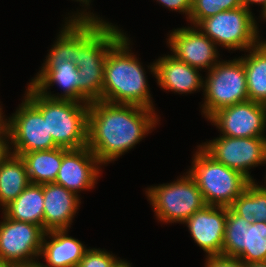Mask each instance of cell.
I'll return each instance as SVG.
<instances>
[{
  "label": "cell",
  "instance_id": "obj_1",
  "mask_svg": "<svg viewBox=\"0 0 266 267\" xmlns=\"http://www.w3.org/2000/svg\"><path fill=\"white\" fill-rule=\"evenodd\" d=\"M159 121L155 110L143 106L92 101L87 147L106 166L139 144Z\"/></svg>",
  "mask_w": 266,
  "mask_h": 267
},
{
  "label": "cell",
  "instance_id": "obj_2",
  "mask_svg": "<svg viewBox=\"0 0 266 267\" xmlns=\"http://www.w3.org/2000/svg\"><path fill=\"white\" fill-rule=\"evenodd\" d=\"M123 31L109 22L78 21V102L102 101L106 56L126 34Z\"/></svg>",
  "mask_w": 266,
  "mask_h": 267
},
{
  "label": "cell",
  "instance_id": "obj_3",
  "mask_svg": "<svg viewBox=\"0 0 266 267\" xmlns=\"http://www.w3.org/2000/svg\"><path fill=\"white\" fill-rule=\"evenodd\" d=\"M129 39L125 34L106 56L102 101L133 104L156 110L145 68L136 54L131 52Z\"/></svg>",
  "mask_w": 266,
  "mask_h": 267
},
{
  "label": "cell",
  "instance_id": "obj_4",
  "mask_svg": "<svg viewBox=\"0 0 266 267\" xmlns=\"http://www.w3.org/2000/svg\"><path fill=\"white\" fill-rule=\"evenodd\" d=\"M24 96L47 120L48 132L59 147L78 149L87 146L88 103L50 99L29 84Z\"/></svg>",
  "mask_w": 266,
  "mask_h": 267
},
{
  "label": "cell",
  "instance_id": "obj_5",
  "mask_svg": "<svg viewBox=\"0 0 266 267\" xmlns=\"http://www.w3.org/2000/svg\"><path fill=\"white\" fill-rule=\"evenodd\" d=\"M197 147L187 172L195 180L207 205L230 207L251 181L214 160L199 145Z\"/></svg>",
  "mask_w": 266,
  "mask_h": 267
},
{
  "label": "cell",
  "instance_id": "obj_6",
  "mask_svg": "<svg viewBox=\"0 0 266 267\" xmlns=\"http://www.w3.org/2000/svg\"><path fill=\"white\" fill-rule=\"evenodd\" d=\"M180 177L171 183L145 188L156 219L163 224H182L207 205L192 176L186 172Z\"/></svg>",
  "mask_w": 266,
  "mask_h": 267
},
{
  "label": "cell",
  "instance_id": "obj_7",
  "mask_svg": "<svg viewBox=\"0 0 266 267\" xmlns=\"http://www.w3.org/2000/svg\"><path fill=\"white\" fill-rule=\"evenodd\" d=\"M204 79L201 113L207 120L222 108L249 100L241 57L222 59L207 72Z\"/></svg>",
  "mask_w": 266,
  "mask_h": 267
},
{
  "label": "cell",
  "instance_id": "obj_8",
  "mask_svg": "<svg viewBox=\"0 0 266 267\" xmlns=\"http://www.w3.org/2000/svg\"><path fill=\"white\" fill-rule=\"evenodd\" d=\"M255 15L244 6L218 12L203 19L196 27L216 45L236 51H247L256 46L260 39Z\"/></svg>",
  "mask_w": 266,
  "mask_h": 267
},
{
  "label": "cell",
  "instance_id": "obj_9",
  "mask_svg": "<svg viewBox=\"0 0 266 267\" xmlns=\"http://www.w3.org/2000/svg\"><path fill=\"white\" fill-rule=\"evenodd\" d=\"M21 101L16 112L6 118L11 153L21 156L59 147L48 132L42 113L25 96Z\"/></svg>",
  "mask_w": 266,
  "mask_h": 267
},
{
  "label": "cell",
  "instance_id": "obj_10",
  "mask_svg": "<svg viewBox=\"0 0 266 267\" xmlns=\"http://www.w3.org/2000/svg\"><path fill=\"white\" fill-rule=\"evenodd\" d=\"M214 160L240 172L255 182L251 168L262 166L266 158V137H219L199 145Z\"/></svg>",
  "mask_w": 266,
  "mask_h": 267
},
{
  "label": "cell",
  "instance_id": "obj_11",
  "mask_svg": "<svg viewBox=\"0 0 266 267\" xmlns=\"http://www.w3.org/2000/svg\"><path fill=\"white\" fill-rule=\"evenodd\" d=\"M222 255L237 257L247 264L266 261V221L248 223L227 207Z\"/></svg>",
  "mask_w": 266,
  "mask_h": 267
},
{
  "label": "cell",
  "instance_id": "obj_12",
  "mask_svg": "<svg viewBox=\"0 0 266 267\" xmlns=\"http://www.w3.org/2000/svg\"><path fill=\"white\" fill-rule=\"evenodd\" d=\"M2 219L3 221H0V259L14 266L36 264L45 230L33 223L12 220L4 213Z\"/></svg>",
  "mask_w": 266,
  "mask_h": 267
},
{
  "label": "cell",
  "instance_id": "obj_13",
  "mask_svg": "<svg viewBox=\"0 0 266 267\" xmlns=\"http://www.w3.org/2000/svg\"><path fill=\"white\" fill-rule=\"evenodd\" d=\"M223 136L266 137V105L251 100L215 112L209 119Z\"/></svg>",
  "mask_w": 266,
  "mask_h": 267
},
{
  "label": "cell",
  "instance_id": "obj_14",
  "mask_svg": "<svg viewBox=\"0 0 266 267\" xmlns=\"http://www.w3.org/2000/svg\"><path fill=\"white\" fill-rule=\"evenodd\" d=\"M167 35L171 54L191 67L208 72L221 60L217 45L195 26L173 29Z\"/></svg>",
  "mask_w": 266,
  "mask_h": 267
},
{
  "label": "cell",
  "instance_id": "obj_15",
  "mask_svg": "<svg viewBox=\"0 0 266 267\" xmlns=\"http://www.w3.org/2000/svg\"><path fill=\"white\" fill-rule=\"evenodd\" d=\"M102 164L86 146L78 149L63 148V159L55 183L78 195L95 188Z\"/></svg>",
  "mask_w": 266,
  "mask_h": 267
},
{
  "label": "cell",
  "instance_id": "obj_16",
  "mask_svg": "<svg viewBox=\"0 0 266 267\" xmlns=\"http://www.w3.org/2000/svg\"><path fill=\"white\" fill-rule=\"evenodd\" d=\"M226 217L227 207L206 205L183 223L205 256L222 255Z\"/></svg>",
  "mask_w": 266,
  "mask_h": 267
},
{
  "label": "cell",
  "instance_id": "obj_17",
  "mask_svg": "<svg viewBox=\"0 0 266 267\" xmlns=\"http://www.w3.org/2000/svg\"><path fill=\"white\" fill-rule=\"evenodd\" d=\"M148 66L157 84L163 90L178 94H191L203 90L204 76L200 70L177 60L173 55H163Z\"/></svg>",
  "mask_w": 266,
  "mask_h": 267
},
{
  "label": "cell",
  "instance_id": "obj_18",
  "mask_svg": "<svg viewBox=\"0 0 266 267\" xmlns=\"http://www.w3.org/2000/svg\"><path fill=\"white\" fill-rule=\"evenodd\" d=\"M43 197V229L45 231L69 229L78 213L80 196L53 182L43 184Z\"/></svg>",
  "mask_w": 266,
  "mask_h": 267
},
{
  "label": "cell",
  "instance_id": "obj_19",
  "mask_svg": "<svg viewBox=\"0 0 266 267\" xmlns=\"http://www.w3.org/2000/svg\"><path fill=\"white\" fill-rule=\"evenodd\" d=\"M78 80H80V75L76 64L71 62H44L41 69L29 82V85L50 99L78 102ZM55 84L63 89L61 94H51L50 86Z\"/></svg>",
  "mask_w": 266,
  "mask_h": 267
},
{
  "label": "cell",
  "instance_id": "obj_20",
  "mask_svg": "<svg viewBox=\"0 0 266 267\" xmlns=\"http://www.w3.org/2000/svg\"><path fill=\"white\" fill-rule=\"evenodd\" d=\"M68 231L69 229L45 231L39 257H43L46 264L38 261L40 267L78 266L88 248L78 239L69 236Z\"/></svg>",
  "mask_w": 266,
  "mask_h": 267
},
{
  "label": "cell",
  "instance_id": "obj_21",
  "mask_svg": "<svg viewBox=\"0 0 266 267\" xmlns=\"http://www.w3.org/2000/svg\"><path fill=\"white\" fill-rule=\"evenodd\" d=\"M2 213L12 220L33 223L43 228V184L30 183Z\"/></svg>",
  "mask_w": 266,
  "mask_h": 267
},
{
  "label": "cell",
  "instance_id": "obj_22",
  "mask_svg": "<svg viewBox=\"0 0 266 267\" xmlns=\"http://www.w3.org/2000/svg\"><path fill=\"white\" fill-rule=\"evenodd\" d=\"M241 56L247 81L249 100L266 105V40Z\"/></svg>",
  "mask_w": 266,
  "mask_h": 267
},
{
  "label": "cell",
  "instance_id": "obj_23",
  "mask_svg": "<svg viewBox=\"0 0 266 267\" xmlns=\"http://www.w3.org/2000/svg\"><path fill=\"white\" fill-rule=\"evenodd\" d=\"M30 184L23 159L10 153L0 164V207L2 210Z\"/></svg>",
  "mask_w": 266,
  "mask_h": 267
},
{
  "label": "cell",
  "instance_id": "obj_24",
  "mask_svg": "<svg viewBox=\"0 0 266 267\" xmlns=\"http://www.w3.org/2000/svg\"><path fill=\"white\" fill-rule=\"evenodd\" d=\"M26 166L30 183H53L63 159V147L51 150L32 151L20 156Z\"/></svg>",
  "mask_w": 266,
  "mask_h": 267
},
{
  "label": "cell",
  "instance_id": "obj_25",
  "mask_svg": "<svg viewBox=\"0 0 266 267\" xmlns=\"http://www.w3.org/2000/svg\"><path fill=\"white\" fill-rule=\"evenodd\" d=\"M230 208L248 223L266 221V189L251 182Z\"/></svg>",
  "mask_w": 266,
  "mask_h": 267
},
{
  "label": "cell",
  "instance_id": "obj_26",
  "mask_svg": "<svg viewBox=\"0 0 266 267\" xmlns=\"http://www.w3.org/2000/svg\"><path fill=\"white\" fill-rule=\"evenodd\" d=\"M78 54V21H65L44 62L76 64Z\"/></svg>",
  "mask_w": 266,
  "mask_h": 267
},
{
  "label": "cell",
  "instance_id": "obj_27",
  "mask_svg": "<svg viewBox=\"0 0 266 267\" xmlns=\"http://www.w3.org/2000/svg\"><path fill=\"white\" fill-rule=\"evenodd\" d=\"M243 6L242 0H192L190 17L191 26H197L203 19L218 12L233 10Z\"/></svg>",
  "mask_w": 266,
  "mask_h": 267
},
{
  "label": "cell",
  "instance_id": "obj_28",
  "mask_svg": "<svg viewBox=\"0 0 266 267\" xmlns=\"http://www.w3.org/2000/svg\"><path fill=\"white\" fill-rule=\"evenodd\" d=\"M119 259L105 249L89 248L77 267H113Z\"/></svg>",
  "mask_w": 266,
  "mask_h": 267
},
{
  "label": "cell",
  "instance_id": "obj_29",
  "mask_svg": "<svg viewBox=\"0 0 266 267\" xmlns=\"http://www.w3.org/2000/svg\"><path fill=\"white\" fill-rule=\"evenodd\" d=\"M205 261V267H248L241 259L225 255H209Z\"/></svg>",
  "mask_w": 266,
  "mask_h": 267
},
{
  "label": "cell",
  "instance_id": "obj_30",
  "mask_svg": "<svg viewBox=\"0 0 266 267\" xmlns=\"http://www.w3.org/2000/svg\"><path fill=\"white\" fill-rule=\"evenodd\" d=\"M76 2H80L82 4L81 10H77V12L72 13L69 17H65L64 21H99V22H108L105 19H102V17H98L99 15L93 14L90 10H88L90 7V3L92 0H73ZM86 8V9H85ZM88 10V12H87Z\"/></svg>",
  "mask_w": 266,
  "mask_h": 267
},
{
  "label": "cell",
  "instance_id": "obj_31",
  "mask_svg": "<svg viewBox=\"0 0 266 267\" xmlns=\"http://www.w3.org/2000/svg\"><path fill=\"white\" fill-rule=\"evenodd\" d=\"M156 1V0H155ZM159 4L166 7L170 11L181 12L186 15V19H189L192 8V0H157Z\"/></svg>",
  "mask_w": 266,
  "mask_h": 267
},
{
  "label": "cell",
  "instance_id": "obj_32",
  "mask_svg": "<svg viewBox=\"0 0 266 267\" xmlns=\"http://www.w3.org/2000/svg\"><path fill=\"white\" fill-rule=\"evenodd\" d=\"M11 153L9 133L7 128L0 134V164L9 156Z\"/></svg>",
  "mask_w": 266,
  "mask_h": 267
},
{
  "label": "cell",
  "instance_id": "obj_33",
  "mask_svg": "<svg viewBox=\"0 0 266 267\" xmlns=\"http://www.w3.org/2000/svg\"><path fill=\"white\" fill-rule=\"evenodd\" d=\"M242 4L249 11H251L250 9L251 5L258 4L259 6H261L260 11H262L266 6V0H242Z\"/></svg>",
  "mask_w": 266,
  "mask_h": 267
},
{
  "label": "cell",
  "instance_id": "obj_34",
  "mask_svg": "<svg viewBox=\"0 0 266 267\" xmlns=\"http://www.w3.org/2000/svg\"><path fill=\"white\" fill-rule=\"evenodd\" d=\"M2 109L3 108L0 105V134L6 129V117H4L5 115H3L4 112L2 111Z\"/></svg>",
  "mask_w": 266,
  "mask_h": 267
},
{
  "label": "cell",
  "instance_id": "obj_35",
  "mask_svg": "<svg viewBox=\"0 0 266 267\" xmlns=\"http://www.w3.org/2000/svg\"><path fill=\"white\" fill-rule=\"evenodd\" d=\"M132 265L126 261V260H123V259H119L114 265L113 267H131Z\"/></svg>",
  "mask_w": 266,
  "mask_h": 267
},
{
  "label": "cell",
  "instance_id": "obj_36",
  "mask_svg": "<svg viewBox=\"0 0 266 267\" xmlns=\"http://www.w3.org/2000/svg\"><path fill=\"white\" fill-rule=\"evenodd\" d=\"M248 267H266V261L265 262H252L248 264Z\"/></svg>",
  "mask_w": 266,
  "mask_h": 267
},
{
  "label": "cell",
  "instance_id": "obj_37",
  "mask_svg": "<svg viewBox=\"0 0 266 267\" xmlns=\"http://www.w3.org/2000/svg\"><path fill=\"white\" fill-rule=\"evenodd\" d=\"M0 267H14V265L0 259Z\"/></svg>",
  "mask_w": 266,
  "mask_h": 267
},
{
  "label": "cell",
  "instance_id": "obj_38",
  "mask_svg": "<svg viewBox=\"0 0 266 267\" xmlns=\"http://www.w3.org/2000/svg\"><path fill=\"white\" fill-rule=\"evenodd\" d=\"M263 19L266 21V6L265 8L261 11V14H260V20Z\"/></svg>",
  "mask_w": 266,
  "mask_h": 267
},
{
  "label": "cell",
  "instance_id": "obj_39",
  "mask_svg": "<svg viewBox=\"0 0 266 267\" xmlns=\"http://www.w3.org/2000/svg\"><path fill=\"white\" fill-rule=\"evenodd\" d=\"M14 267H40L38 263L32 265H21V266H14Z\"/></svg>",
  "mask_w": 266,
  "mask_h": 267
},
{
  "label": "cell",
  "instance_id": "obj_40",
  "mask_svg": "<svg viewBox=\"0 0 266 267\" xmlns=\"http://www.w3.org/2000/svg\"><path fill=\"white\" fill-rule=\"evenodd\" d=\"M265 165H266V158H265V162H264V165L263 166H265ZM264 179H266V175H265V178ZM264 181H266V180H264ZM265 185H266V182H264V185L262 183V185H260V186L266 189V186Z\"/></svg>",
  "mask_w": 266,
  "mask_h": 267
}]
</instances>
